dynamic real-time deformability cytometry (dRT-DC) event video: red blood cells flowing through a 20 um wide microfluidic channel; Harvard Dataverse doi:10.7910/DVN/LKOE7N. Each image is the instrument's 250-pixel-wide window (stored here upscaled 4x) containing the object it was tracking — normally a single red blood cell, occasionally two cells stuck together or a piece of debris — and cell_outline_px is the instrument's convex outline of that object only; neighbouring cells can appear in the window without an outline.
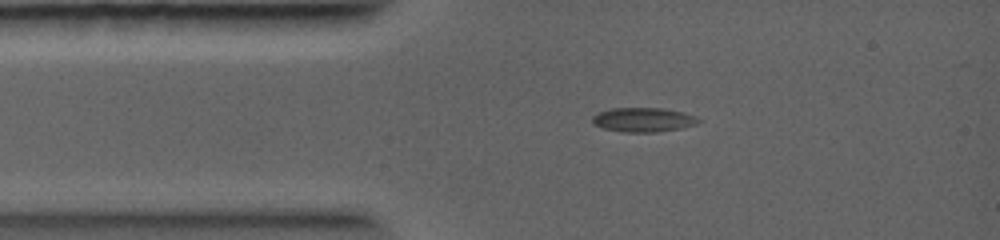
{"species": "common noctule bat (a hibernating species)", "species_latin": "Nyctalus noctula", "temperature_condition": "warm", "stored_images_in_passage": 4, "camera_frame_rate_fps": 5000, "um_per_image_px": 0.085, "animal": {"sex": "female", "body_mass_g": 19.0, "forearm_length_mm": 56.7}, "frame": {"image": 1, "passage_image": 1, "time_ms": 0.0, "image_size_px": [1000, 240], "cell_outline_px": [[704, 120], [696, 124], [680, 128], [656, 132], [624, 132], [604, 128], [596, 124], [592, 120], [592, 116], [596, 112], [612, 108], [664, 108], [684, 112], [696, 116]], "centroid_in_image_um": [54.72, 10.16], "position_along_channel_um": 30.3, "area_um2": 15.09}}